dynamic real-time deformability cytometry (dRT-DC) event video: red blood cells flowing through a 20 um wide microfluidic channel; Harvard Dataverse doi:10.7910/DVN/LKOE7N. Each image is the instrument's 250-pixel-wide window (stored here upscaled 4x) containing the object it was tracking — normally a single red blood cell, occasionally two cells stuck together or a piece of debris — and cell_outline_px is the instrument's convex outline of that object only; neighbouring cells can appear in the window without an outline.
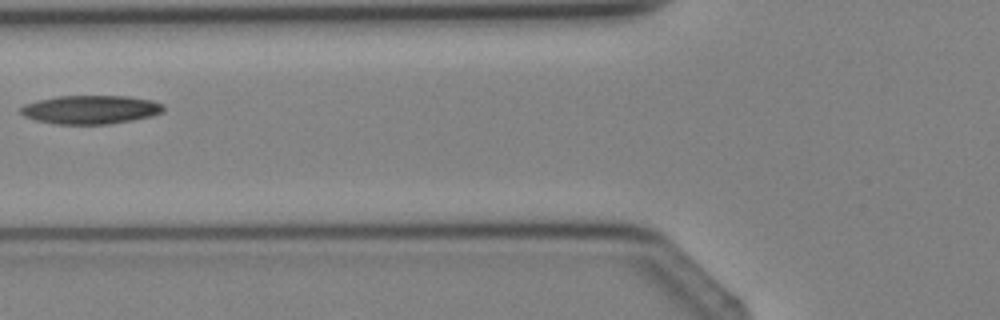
{"species": "Egyptian fruit bat (a non-hibernating species)", "species_latin": "Rousettus aegyptiacus", "temperature_condition": "cold", "stored_images_in_passage": 2, "camera_frame_rate_fps": 3000, "um_per_image_px": 0.085, "animal": {"sex": "female"}, "frame": {"image": 1, "passage_image": 2, "time_ms": 1.333, "image_size_px": [1000, 320], "cell_outline_px": [[164, 112], [152, 116], [112, 124], [56, 124], [36, 120], [24, 116], [20, 112], [20, 108], [24, 104], [56, 96], [128, 96], [152, 100], [164, 104]], "centroid_in_image_um": [7.74, 9.32], "position_along_channel_um": 118.1, "area_um2": 23.93}}